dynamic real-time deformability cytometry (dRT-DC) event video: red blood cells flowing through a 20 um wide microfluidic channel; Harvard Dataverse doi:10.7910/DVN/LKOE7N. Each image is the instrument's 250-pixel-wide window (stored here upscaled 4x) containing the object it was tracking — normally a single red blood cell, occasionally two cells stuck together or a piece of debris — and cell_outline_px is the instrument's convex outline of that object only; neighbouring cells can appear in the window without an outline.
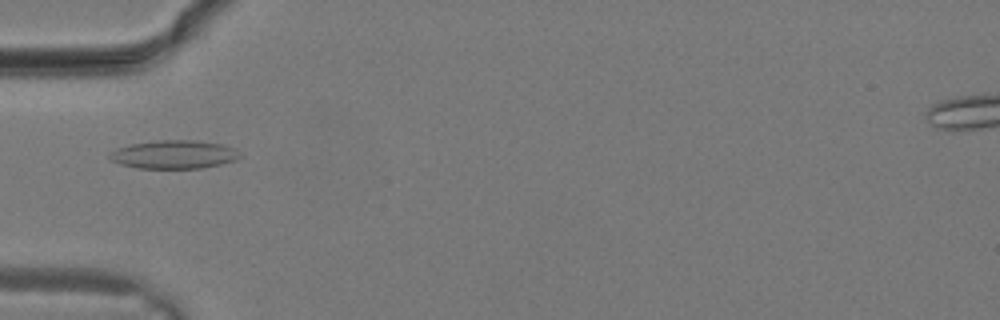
{"species": "common noctule bat (a hibernating species)", "species_latin": "Nyctalus noctula", "temperature_condition": "warm", "stored_images_in_passage": 13, "camera_frame_rate_fps": 3000, "um_per_image_px": 0.085, "animal": {"sex": "male", "body_mass_g": 19.2, "forearm_length_mm": 51.8}, "frame": {"image": 1, "passage_image": 10, "time_ms": 3.0, "image_size_px": [1000, 320], "cell_outline_px": [[240, 156], [236, 160], [220, 164], [200, 168], [136, 168], [120, 164], [112, 160], [108, 156], [108, 152], [116, 148], [128, 144], [160, 140], [192, 140], [224, 144], [236, 148]], "centroid_in_image_um": [14.76, 13.12], "position_along_channel_um": 70.2, "area_um2": 21.68}}
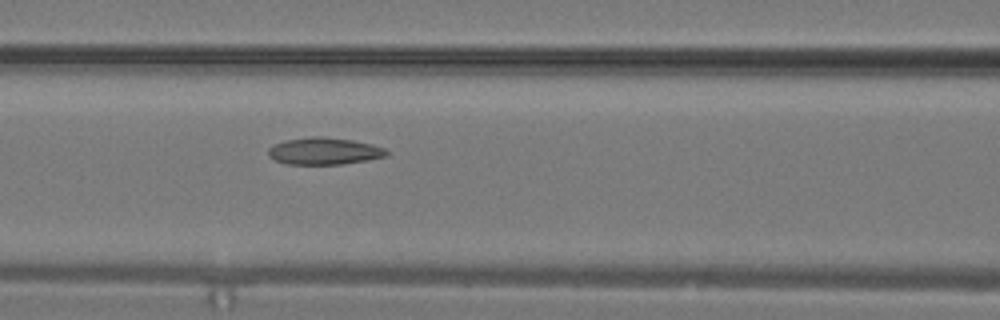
{"frame": {"image": 2, "passage_image": 13, "time_ms": 4.0, "image_size_px": [1000, 320], "cell_outline_px": [[388, 156], [368, 160], [344, 164], [288, 164], [276, 160], [268, 156], [268, 148], [272, 144], [284, 140], [312, 136], [324, 136], [352, 140], [372, 144], [384, 148], [388, 152]], "centroid_in_image_um": [27.55, 12.83], "position_along_channel_um": 139.1, "area_um2": 18.79}}